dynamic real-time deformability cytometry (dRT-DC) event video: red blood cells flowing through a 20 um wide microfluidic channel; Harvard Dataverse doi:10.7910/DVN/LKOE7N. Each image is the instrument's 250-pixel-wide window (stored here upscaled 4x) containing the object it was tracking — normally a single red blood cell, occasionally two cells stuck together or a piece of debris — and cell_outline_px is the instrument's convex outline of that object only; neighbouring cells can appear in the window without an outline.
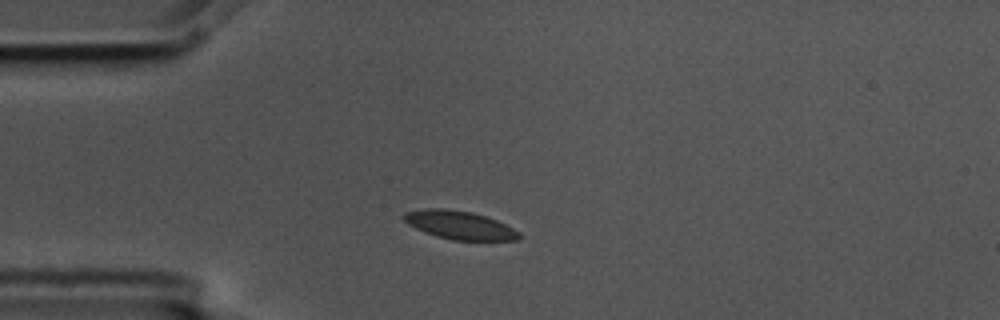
{"species": "common noctule bat (a hibernating species)", "species_latin": "Nyctalus noctula", "temperature_condition": "cold", "stored_images_in_passage": 12, "camera_frame_rate_fps": 3000, "um_per_image_px": 0.085, "animal": {"sex": "male", "body_mass_g": 17.5, "forearm_length_mm": 52.3}, "frame": {"image": 1, "passage_image": 1, "time_ms": 0.0, "image_size_px": [1000, 320], "cell_outline_px": [[520, 240], [452, 240], [436, 236], [424, 232], [408, 224], [400, 216], [404, 212], [424, 208], [444, 208], [472, 212], [496, 220], [520, 232]], "centroid_in_image_um": [39.01, 19.12], "position_along_channel_um": 46.0, "area_um2": 19.07}}
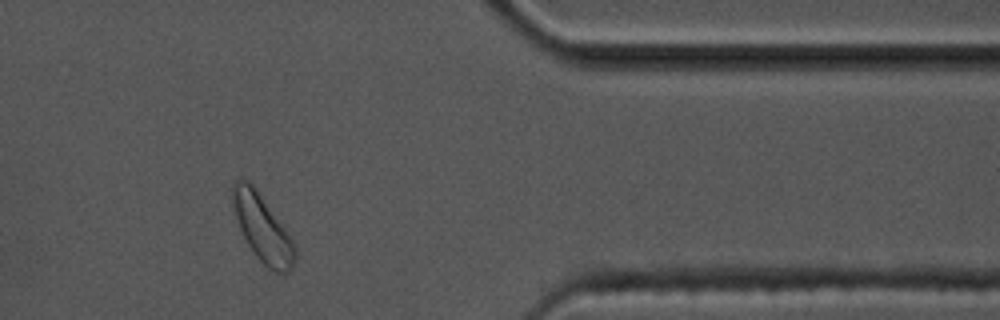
{"frame": {"image": 2, "passage_image": 10, "time_ms": 3.0, "image_size_px": [1000, 320], "cell_outline_px": [[296, 256], [292, 268], [288, 272], [272, 272], [256, 256], [248, 244], [240, 228], [232, 204], [232, 184], [240, 176], [248, 180], [256, 188], [284, 228], [292, 240], [296, 248]], "centroid_in_image_um": [22.29, 19.37], "position_along_channel_um": 389.1, "area_um2": 23.93}}
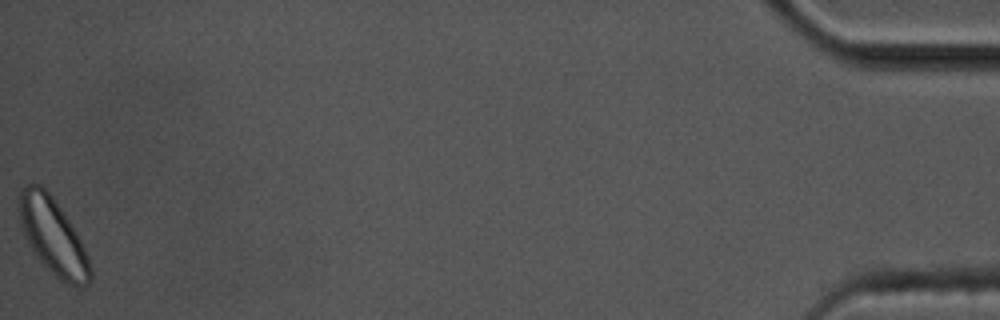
{"frame": {"image": 3, "passage_image": 12, "time_ms": 3.667, "image_size_px": [1000, 320], "cell_outline_px": [[92, 276], [88, 284], [80, 288], [56, 276], [36, 256], [20, 224], [16, 208], [20, 192], [28, 184], [40, 184], [52, 196], [64, 212], [76, 232], [88, 256], [92, 268]], "centroid_in_image_um": [4.5, 20.06], "position_along_channel_um": 430.7, "area_um2": 31.21}}